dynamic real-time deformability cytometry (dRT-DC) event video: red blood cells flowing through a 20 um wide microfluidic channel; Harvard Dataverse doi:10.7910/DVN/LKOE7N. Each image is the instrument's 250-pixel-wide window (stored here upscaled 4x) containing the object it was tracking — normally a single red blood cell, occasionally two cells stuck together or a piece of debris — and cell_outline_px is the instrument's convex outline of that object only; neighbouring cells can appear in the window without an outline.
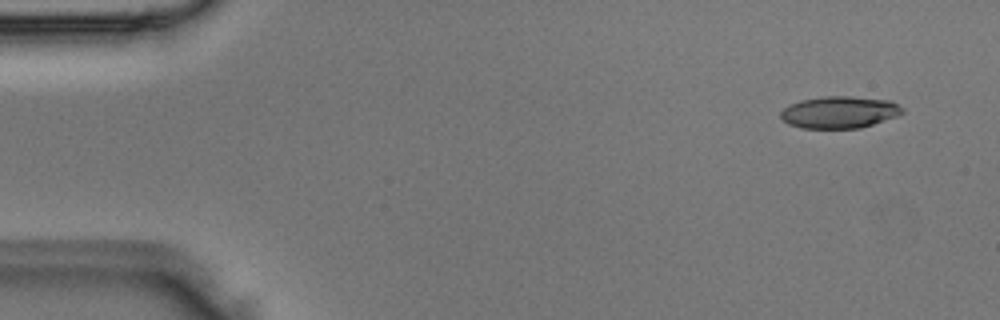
{"species": "Egyptian fruit bat (a non-hibernating species)", "species_latin": "Rousettus aegyptiacus", "temperature_condition": "room temperature", "stored_images_in_passage": 4, "camera_frame_rate_fps": 3000, "um_per_image_px": 0.085, "animal": {"sex": "male"}, "frame": {"image": 1, "passage_image": 1, "time_ms": 0.0, "image_size_px": [1000, 320], "cell_outline_px": [[904, 112], [896, 116], [860, 128], [800, 128], [788, 124], [780, 116], [780, 112], [788, 104], [800, 100], [824, 96], [848, 96], [888, 100], [904, 108]], "centroid_in_image_um": [71.31, 9.53], "position_along_channel_um": 13.7, "area_um2": 22.6}}
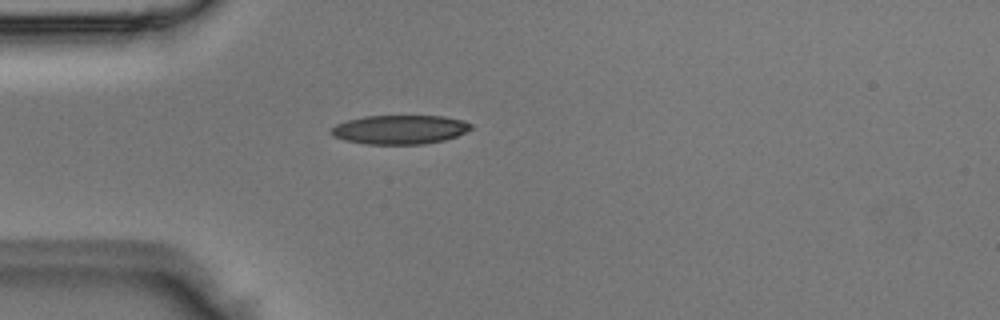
{"frame": {"image": 2, "passage_image": 4, "time_ms": 1.0, "image_size_px": [1000, 320], "cell_outline_px": [[472, 128], [456, 136], [444, 140], [424, 144], [368, 144], [344, 140], [332, 136], [328, 132], [328, 128], [336, 124], [348, 120], [364, 116], [444, 116], [464, 120], [472, 124]], "centroid_in_image_um": [33.94, 11.01], "position_along_channel_um": 51.1, "area_um2": 23.81}}